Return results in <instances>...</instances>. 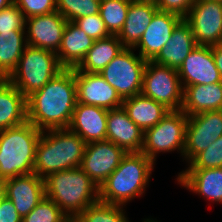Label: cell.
Instances as JSON below:
<instances>
[{"mask_svg": "<svg viewBox=\"0 0 222 222\" xmlns=\"http://www.w3.org/2000/svg\"><path fill=\"white\" fill-rule=\"evenodd\" d=\"M76 103L74 68H64L27 98V121L40 131L68 128Z\"/></svg>", "mask_w": 222, "mask_h": 222, "instance_id": "6da1fadb", "label": "cell"}, {"mask_svg": "<svg viewBox=\"0 0 222 222\" xmlns=\"http://www.w3.org/2000/svg\"><path fill=\"white\" fill-rule=\"evenodd\" d=\"M86 144L69 128L42 131L33 172L44 179L55 172L81 167Z\"/></svg>", "mask_w": 222, "mask_h": 222, "instance_id": "7a4b0ae2", "label": "cell"}, {"mask_svg": "<svg viewBox=\"0 0 222 222\" xmlns=\"http://www.w3.org/2000/svg\"><path fill=\"white\" fill-rule=\"evenodd\" d=\"M154 163L143 153H126L119 166L99 187V200L126 206L142 197L150 182Z\"/></svg>", "mask_w": 222, "mask_h": 222, "instance_id": "3957f363", "label": "cell"}, {"mask_svg": "<svg viewBox=\"0 0 222 222\" xmlns=\"http://www.w3.org/2000/svg\"><path fill=\"white\" fill-rule=\"evenodd\" d=\"M44 184L45 196L71 221L99 200V187L80 167L49 174Z\"/></svg>", "mask_w": 222, "mask_h": 222, "instance_id": "277c9868", "label": "cell"}, {"mask_svg": "<svg viewBox=\"0 0 222 222\" xmlns=\"http://www.w3.org/2000/svg\"><path fill=\"white\" fill-rule=\"evenodd\" d=\"M41 133L29 121L0 131V182L33 173Z\"/></svg>", "mask_w": 222, "mask_h": 222, "instance_id": "5b68a950", "label": "cell"}, {"mask_svg": "<svg viewBox=\"0 0 222 222\" xmlns=\"http://www.w3.org/2000/svg\"><path fill=\"white\" fill-rule=\"evenodd\" d=\"M63 69L55 52L27 45L7 80L28 98Z\"/></svg>", "mask_w": 222, "mask_h": 222, "instance_id": "8992f818", "label": "cell"}, {"mask_svg": "<svg viewBox=\"0 0 222 222\" xmlns=\"http://www.w3.org/2000/svg\"><path fill=\"white\" fill-rule=\"evenodd\" d=\"M188 116L182 111H169L154 127L144 131V142L141 153L154 164L157 154L179 152L183 157Z\"/></svg>", "mask_w": 222, "mask_h": 222, "instance_id": "52a82bcc", "label": "cell"}, {"mask_svg": "<svg viewBox=\"0 0 222 222\" xmlns=\"http://www.w3.org/2000/svg\"><path fill=\"white\" fill-rule=\"evenodd\" d=\"M183 92L177 69L147 61L141 94L163 104L170 111L181 110Z\"/></svg>", "mask_w": 222, "mask_h": 222, "instance_id": "ba28073f", "label": "cell"}, {"mask_svg": "<svg viewBox=\"0 0 222 222\" xmlns=\"http://www.w3.org/2000/svg\"><path fill=\"white\" fill-rule=\"evenodd\" d=\"M133 48H124L99 74L122 99L141 94L143 73L147 60L134 54Z\"/></svg>", "mask_w": 222, "mask_h": 222, "instance_id": "9c48e42d", "label": "cell"}, {"mask_svg": "<svg viewBox=\"0 0 222 222\" xmlns=\"http://www.w3.org/2000/svg\"><path fill=\"white\" fill-rule=\"evenodd\" d=\"M184 20L191 26L197 45L222 43V2L197 0Z\"/></svg>", "mask_w": 222, "mask_h": 222, "instance_id": "30bf717a", "label": "cell"}, {"mask_svg": "<svg viewBox=\"0 0 222 222\" xmlns=\"http://www.w3.org/2000/svg\"><path fill=\"white\" fill-rule=\"evenodd\" d=\"M222 136V110L188 116L183 158L189 163Z\"/></svg>", "mask_w": 222, "mask_h": 222, "instance_id": "8fae6325", "label": "cell"}, {"mask_svg": "<svg viewBox=\"0 0 222 222\" xmlns=\"http://www.w3.org/2000/svg\"><path fill=\"white\" fill-rule=\"evenodd\" d=\"M125 155L122 148L109 140L87 143L80 168L100 187Z\"/></svg>", "mask_w": 222, "mask_h": 222, "instance_id": "7c38bea8", "label": "cell"}, {"mask_svg": "<svg viewBox=\"0 0 222 222\" xmlns=\"http://www.w3.org/2000/svg\"><path fill=\"white\" fill-rule=\"evenodd\" d=\"M1 193L12 201L23 218L46 197L44 179L34 172L8 178L1 182Z\"/></svg>", "mask_w": 222, "mask_h": 222, "instance_id": "4fadbf2b", "label": "cell"}, {"mask_svg": "<svg viewBox=\"0 0 222 222\" xmlns=\"http://www.w3.org/2000/svg\"><path fill=\"white\" fill-rule=\"evenodd\" d=\"M77 103L98 106L107 110L122 107L123 99L99 73L74 68Z\"/></svg>", "mask_w": 222, "mask_h": 222, "instance_id": "5bb4252c", "label": "cell"}, {"mask_svg": "<svg viewBox=\"0 0 222 222\" xmlns=\"http://www.w3.org/2000/svg\"><path fill=\"white\" fill-rule=\"evenodd\" d=\"M66 24L67 20L58 11L27 18L25 23L27 45L57 53Z\"/></svg>", "mask_w": 222, "mask_h": 222, "instance_id": "9a60e30c", "label": "cell"}, {"mask_svg": "<svg viewBox=\"0 0 222 222\" xmlns=\"http://www.w3.org/2000/svg\"><path fill=\"white\" fill-rule=\"evenodd\" d=\"M183 89L190 85L221 82L211 46L197 45L177 70Z\"/></svg>", "mask_w": 222, "mask_h": 222, "instance_id": "2e32d148", "label": "cell"}, {"mask_svg": "<svg viewBox=\"0 0 222 222\" xmlns=\"http://www.w3.org/2000/svg\"><path fill=\"white\" fill-rule=\"evenodd\" d=\"M183 20L177 14L157 11L138 44L133 48L139 55L152 61L171 38L175 27Z\"/></svg>", "mask_w": 222, "mask_h": 222, "instance_id": "e0dca14e", "label": "cell"}, {"mask_svg": "<svg viewBox=\"0 0 222 222\" xmlns=\"http://www.w3.org/2000/svg\"><path fill=\"white\" fill-rule=\"evenodd\" d=\"M106 140L113 142L126 153H140L144 131L130 120L123 107L108 110Z\"/></svg>", "mask_w": 222, "mask_h": 222, "instance_id": "ac0fdd59", "label": "cell"}, {"mask_svg": "<svg viewBox=\"0 0 222 222\" xmlns=\"http://www.w3.org/2000/svg\"><path fill=\"white\" fill-rule=\"evenodd\" d=\"M108 110L76 103L69 129L86 143L106 140Z\"/></svg>", "mask_w": 222, "mask_h": 222, "instance_id": "d6986e66", "label": "cell"}, {"mask_svg": "<svg viewBox=\"0 0 222 222\" xmlns=\"http://www.w3.org/2000/svg\"><path fill=\"white\" fill-rule=\"evenodd\" d=\"M183 188L208 201L222 204V167L211 169H185L176 178Z\"/></svg>", "mask_w": 222, "mask_h": 222, "instance_id": "ffe728a7", "label": "cell"}, {"mask_svg": "<svg viewBox=\"0 0 222 222\" xmlns=\"http://www.w3.org/2000/svg\"><path fill=\"white\" fill-rule=\"evenodd\" d=\"M196 46L191 26L183 19L173 30L169 41L152 61L178 70Z\"/></svg>", "mask_w": 222, "mask_h": 222, "instance_id": "44dd1931", "label": "cell"}, {"mask_svg": "<svg viewBox=\"0 0 222 222\" xmlns=\"http://www.w3.org/2000/svg\"><path fill=\"white\" fill-rule=\"evenodd\" d=\"M158 11L155 3L132 0L124 25L117 35L125 48H134Z\"/></svg>", "mask_w": 222, "mask_h": 222, "instance_id": "7402d4cb", "label": "cell"}, {"mask_svg": "<svg viewBox=\"0 0 222 222\" xmlns=\"http://www.w3.org/2000/svg\"><path fill=\"white\" fill-rule=\"evenodd\" d=\"M94 41L74 22L67 21L61 46L56 53L60 65L66 69L77 68L93 46Z\"/></svg>", "mask_w": 222, "mask_h": 222, "instance_id": "603a6c76", "label": "cell"}, {"mask_svg": "<svg viewBox=\"0 0 222 222\" xmlns=\"http://www.w3.org/2000/svg\"><path fill=\"white\" fill-rule=\"evenodd\" d=\"M181 110L187 116L222 110V81L208 85L186 86Z\"/></svg>", "mask_w": 222, "mask_h": 222, "instance_id": "cb8c5ba5", "label": "cell"}, {"mask_svg": "<svg viewBox=\"0 0 222 222\" xmlns=\"http://www.w3.org/2000/svg\"><path fill=\"white\" fill-rule=\"evenodd\" d=\"M27 121V98L7 79H0V131Z\"/></svg>", "mask_w": 222, "mask_h": 222, "instance_id": "d4e9b609", "label": "cell"}, {"mask_svg": "<svg viewBox=\"0 0 222 222\" xmlns=\"http://www.w3.org/2000/svg\"><path fill=\"white\" fill-rule=\"evenodd\" d=\"M122 107L130 120L143 131L157 125L170 111L163 104L142 94L123 99Z\"/></svg>", "mask_w": 222, "mask_h": 222, "instance_id": "484cf974", "label": "cell"}, {"mask_svg": "<svg viewBox=\"0 0 222 222\" xmlns=\"http://www.w3.org/2000/svg\"><path fill=\"white\" fill-rule=\"evenodd\" d=\"M124 48L117 35L96 40L76 69L83 72L100 73Z\"/></svg>", "mask_w": 222, "mask_h": 222, "instance_id": "4316f807", "label": "cell"}, {"mask_svg": "<svg viewBox=\"0 0 222 222\" xmlns=\"http://www.w3.org/2000/svg\"><path fill=\"white\" fill-rule=\"evenodd\" d=\"M25 31L0 33V79H7L15 70L27 46Z\"/></svg>", "mask_w": 222, "mask_h": 222, "instance_id": "83f0119b", "label": "cell"}, {"mask_svg": "<svg viewBox=\"0 0 222 222\" xmlns=\"http://www.w3.org/2000/svg\"><path fill=\"white\" fill-rule=\"evenodd\" d=\"M123 208L124 206L98 200L79 213L72 222H129Z\"/></svg>", "mask_w": 222, "mask_h": 222, "instance_id": "f1b7e54d", "label": "cell"}, {"mask_svg": "<svg viewBox=\"0 0 222 222\" xmlns=\"http://www.w3.org/2000/svg\"><path fill=\"white\" fill-rule=\"evenodd\" d=\"M132 0H101L99 14L111 35H118Z\"/></svg>", "mask_w": 222, "mask_h": 222, "instance_id": "f546056e", "label": "cell"}, {"mask_svg": "<svg viewBox=\"0 0 222 222\" xmlns=\"http://www.w3.org/2000/svg\"><path fill=\"white\" fill-rule=\"evenodd\" d=\"M101 0H56L57 11L67 20L99 14Z\"/></svg>", "mask_w": 222, "mask_h": 222, "instance_id": "4dcf8cb0", "label": "cell"}, {"mask_svg": "<svg viewBox=\"0 0 222 222\" xmlns=\"http://www.w3.org/2000/svg\"><path fill=\"white\" fill-rule=\"evenodd\" d=\"M22 222H72L67 215L45 197L30 213L22 218Z\"/></svg>", "mask_w": 222, "mask_h": 222, "instance_id": "1f68e13d", "label": "cell"}, {"mask_svg": "<svg viewBox=\"0 0 222 222\" xmlns=\"http://www.w3.org/2000/svg\"><path fill=\"white\" fill-rule=\"evenodd\" d=\"M186 169H211L222 167V136L212 142L207 149L198 153Z\"/></svg>", "mask_w": 222, "mask_h": 222, "instance_id": "d6a6232c", "label": "cell"}, {"mask_svg": "<svg viewBox=\"0 0 222 222\" xmlns=\"http://www.w3.org/2000/svg\"><path fill=\"white\" fill-rule=\"evenodd\" d=\"M26 18L13 2L0 11V33L25 29Z\"/></svg>", "mask_w": 222, "mask_h": 222, "instance_id": "836d02e7", "label": "cell"}, {"mask_svg": "<svg viewBox=\"0 0 222 222\" xmlns=\"http://www.w3.org/2000/svg\"><path fill=\"white\" fill-rule=\"evenodd\" d=\"M73 22L95 41L111 36L100 14L84 16Z\"/></svg>", "mask_w": 222, "mask_h": 222, "instance_id": "e575fe53", "label": "cell"}, {"mask_svg": "<svg viewBox=\"0 0 222 222\" xmlns=\"http://www.w3.org/2000/svg\"><path fill=\"white\" fill-rule=\"evenodd\" d=\"M25 18L46 15L57 11L56 0H14Z\"/></svg>", "mask_w": 222, "mask_h": 222, "instance_id": "d590c367", "label": "cell"}, {"mask_svg": "<svg viewBox=\"0 0 222 222\" xmlns=\"http://www.w3.org/2000/svg\"><path fill=\"white\" fill-rule=\"evenodd\" d=\"M196 1L197 0H159L155 5L159 11L174 13L184 19Z\"/></svg>", "mask_w": 222, "mask_h": 222, "instance_id": "8d00e7d4", "label": "cell"}, {"mask_svg": "<svg viewBox=\"0 0 222 222\" xmlns=\"http://www.w3.org/2000/svg\"><path fill=\"white\" fill-rule=\"evenodd\" d=\"M0 222H22L12 201L2 193L0 194Z\"/></svg>", "mask_w": 222, "mask_h": 222, "instance_id": "74e56055", "label": "cell"}, {"mask_svg": "<svg viewBox=\"0 0 222 222\" xmlns=\"http://www.w3.org/2000/svg\"><path fill=\"white\" fill-rule=\"evenodd\" d=\"M215 65L222 76V43L211 46Z\"/></svg>", "mask_w": 222, "mask_h": 222, "instance_id": "f35d334b", "label": "cell"}, {"mask_svg": "<svg viewBox=\"0 0 222 222\" xmlns=\"http://www.w3.org/2000/svg\"><path fill=\"white\" fill-rule=\"evenodd\" d=\"M13 2H14V0H0V11H1L3 8L9 6V5H10L11 3H13Z\"/></svg>", "mask_w": 222, "mask_h": 222, "instance_id": "ab89813d", "label": "cell"}, {"mask_svg": "<svg viewBox=\"0 0 222 222\" xmlns=\"http://www.w3.org/2000/svg\"><path fill=\"white\" fill-rule=\"evenodd\" d=\"M152 218H146V219H144L142 222H158V221H156V220H154V219H152Z\"/></svg>", "mask_w": 222, "mask_h": 222, "instance_id": "60d3db41", "label": "cell"}, {"mask_svg": "<svg viewBox=\"0 0 222 222\" xmlns=\"http://www.w3.org/2000/svg\"><path fill=\"white\" fill-rule=\"evenodd\" d=\"M139 1H144V2H151V3H157L159 0H139Z\"/></svg>", "mask_w": 222, "mask_h": 222, "instance_id": "b9f144b4", "label": "cell"}]
</instances>
